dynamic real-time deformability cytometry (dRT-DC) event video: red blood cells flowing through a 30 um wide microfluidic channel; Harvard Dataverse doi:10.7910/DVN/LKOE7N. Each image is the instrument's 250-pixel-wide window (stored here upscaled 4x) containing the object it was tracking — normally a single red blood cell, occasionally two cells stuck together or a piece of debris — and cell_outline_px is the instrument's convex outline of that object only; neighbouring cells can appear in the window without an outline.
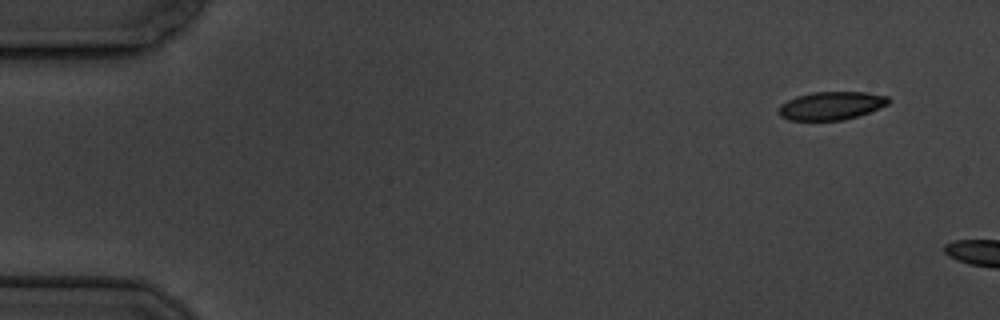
{"species": "common noctule bat (a hibernating species)", "species_latin": "Nyctalus noctula", "temperature_condition": "cold", "stored_images_in_passage": 3, "camera_frame_rate_fps": 3000, "um_per_image_px": 0.085, "animal": {"sex": "male", "body_mass_g": 19.5, "forearm_length_mm": 54.6}, "frame": {"image": 1, "passage_image": 1, "time_ms": 0.0, "image_size_px": [1000, 320], "cell_outline_px": [[892, 100], [888, 104], [868, 112], [844, 120], [788, 120], [780, 116], [780, 104], [796, 96], [812, 92], [868, 92], [888, 96]], "centroid_in_image_um": [70.67, 8.97], "position_along_channel_um": 14.3, "area_um2": 17.98}}